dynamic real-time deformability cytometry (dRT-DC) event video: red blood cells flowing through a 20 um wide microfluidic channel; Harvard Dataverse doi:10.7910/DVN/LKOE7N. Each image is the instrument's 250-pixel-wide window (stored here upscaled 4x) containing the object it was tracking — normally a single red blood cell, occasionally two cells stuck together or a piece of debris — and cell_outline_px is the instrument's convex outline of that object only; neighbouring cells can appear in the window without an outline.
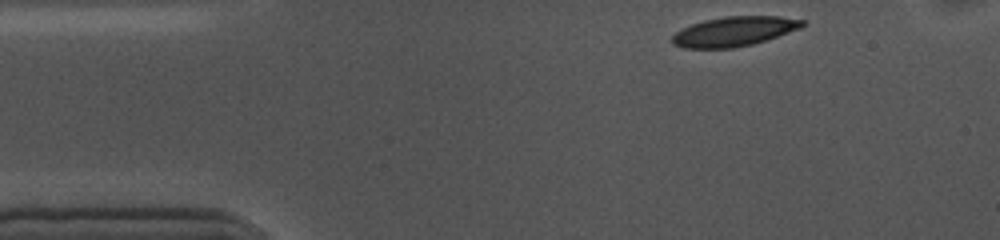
{"species": "common noctule bat (a hibernating species)", "species_latin": "Nyctalus noctula", "temperature_condition": "cold", "stored_images_in_passage": 49, "camera_frame_rate_fps": 3000, "um_per_image_px": 0.085, "animal": {"sex": "female", "body_mass_g": 10.0, "forearm_length_mm": 53.1}, "frame": {"image": 1, "passage_image": 1, "time_ms": 0.0, "image_size_px": [1000, 240], "cell_outline_px": [[808, 24], [800, 28], [752, 44], [732, 48], [684, 48], [672, 44], [672, 36], [676, 32], [692, 24], [704, 20], [724, 16], [780, 16], [804, 20]], "centroid_in_image_um": [62.4, 2.66], "position_along_channel_um": 22.6, "area_um2": 22.31}}
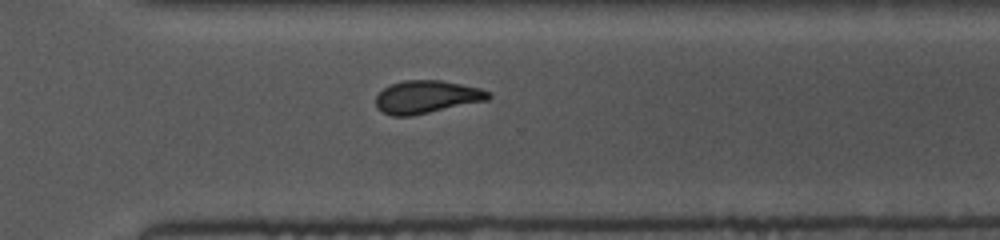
{"frame": {"image": 2, "passage_image": 32, "time_ms": 10.333, "image_size_px": [1000, 240], "cell_outline_px": [[492, 96], [488, 100], [412, 116], [392, 116], [380, 112], [376, 108], [376, 96], [384, 88], [392, 84], [404, 80], [440, 80], [480, 88], [492, 92]], "centroid_in_image_um": [36.26, 8.25], "position_along_channel_um": 334.3, "area_um2": 21.68}}
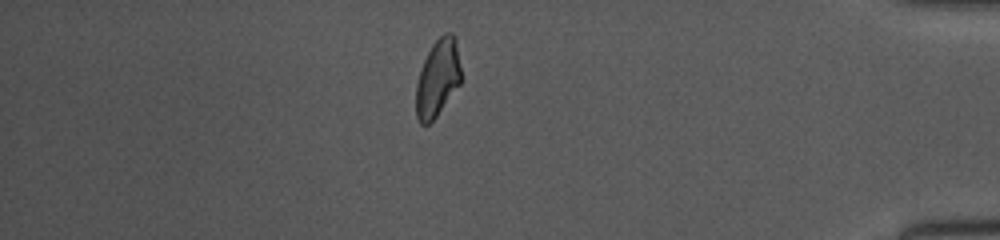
{"frame": {"image": 3, "passage_image": 41, "time_ms": 13.333, "image_size_px": [1000, 240], "cell_outline_px": [[460, 84], [436, 116], [428, 124], [420, 124], [416, 116], [416, 84], [424, 60], [432, 44], [444, 32], [452, 32], [456, 40], [460, 68]], "centroid_in_image_um": [37.19, 6.62], "position_along_channel_um": 398.0, "area_um2": 20.0}, "authors_computed_cell_mechanics": {"area_um2": 21.9062, "velocity_mm_per_s": 3.5581, "shape_relaxation_time_tau1_ms": 3.8984, "shape_relaxation_time_tau2_ms": 3.3936, "deformation_change_tau1": 0.122, "deformation_change_tau2": 0.0912}}